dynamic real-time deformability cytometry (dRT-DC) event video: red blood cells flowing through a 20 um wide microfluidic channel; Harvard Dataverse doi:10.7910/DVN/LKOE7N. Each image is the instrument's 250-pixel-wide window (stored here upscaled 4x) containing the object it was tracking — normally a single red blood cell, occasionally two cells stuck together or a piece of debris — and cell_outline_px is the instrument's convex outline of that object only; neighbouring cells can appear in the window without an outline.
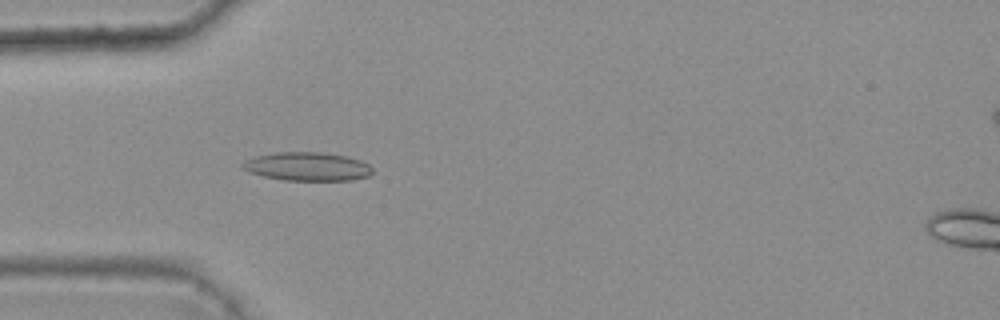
{"species": "common noctule bat (a hibernating species)", "species_latin": "Nyctalus noctula", "temperature_condition": "warm", "stored_images_in_passage": 4, "camera_frame_rate_fps": 3000, "um_per_image_px": 0.085, "animal": {"sex": "female", "body_mass_g": 25.1}, "frame": {"image": 1, "passage_image": 4, "time_ms": 1.0, "image_size_px": [1000, 320], "cell_outline_px": [[372, 172], [368, 176], [352, 180], [284, 180], [264, 176], [248, 172], [240, 168], [240, 164], [244, 160], [256, 156], [276, 152], [320, 152], [344, 156], [360, 160], [368, 164], [372, 168]], "centroid_in_image_um": [26.07, 14.15], "position_along_channel_um": 58.9, "area_um2": 21.62}}